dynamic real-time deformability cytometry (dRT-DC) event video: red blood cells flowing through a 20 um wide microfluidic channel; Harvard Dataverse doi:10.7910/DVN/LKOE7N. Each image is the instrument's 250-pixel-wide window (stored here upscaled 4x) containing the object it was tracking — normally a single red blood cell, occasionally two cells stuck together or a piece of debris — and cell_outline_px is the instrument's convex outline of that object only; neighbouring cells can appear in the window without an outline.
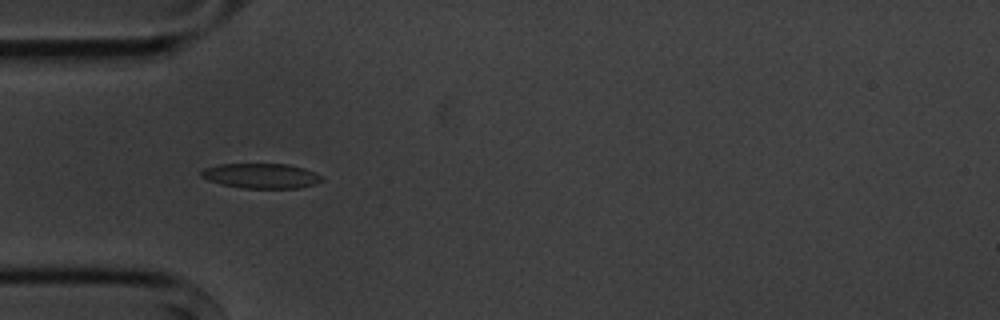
{"species": "common noctule bat (a hibernating species)", "species_latin": "Nyctalus noctula", "temperature_condition": "cold", "stored_images_in_passage": 11, "camera_frame_rate_fps": 3000, "um_per_image_px": 0.085, "animal": {"sex": "male", "body_mass_g": 20.1, "forearm_length_mm": 53.5}, "frame": {"image": 1, "passage_image": 5, "time_ms": 5.333, "image_size_px": [1000, 320], "cell_outline_px": [[324, 180], [312, 184], [296, 188], [244, 188], [220, 184], [208, 180], [200, 176], [200, 172], [204, 168], [220, 164], [288, 164], [304, 168], [324, 176]], "centroid_in_image_um": [22.19, 14.94], "position_along_channel_um": 62.8, "area_um2": 17.51}}
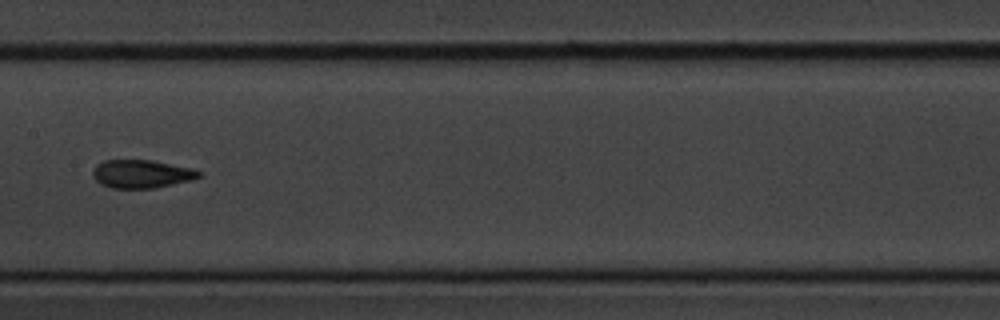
{"frame": {"image": 2, "passage_image": 8, "time_ms": 9.0, "image_size_px": [1000, 320], "cell_outline_px": [[204, 172], [200, 176], [192, 180], [156, 188], [112, 188], [100, 184], [92, 176], [92, 168], [96, 164], [104, 160], [152, 160], [192, 168]], "centroid_in_image_um": [12.03, 14.78], "position_along_channel_um": 195.4, "area_um2": 17.69}}
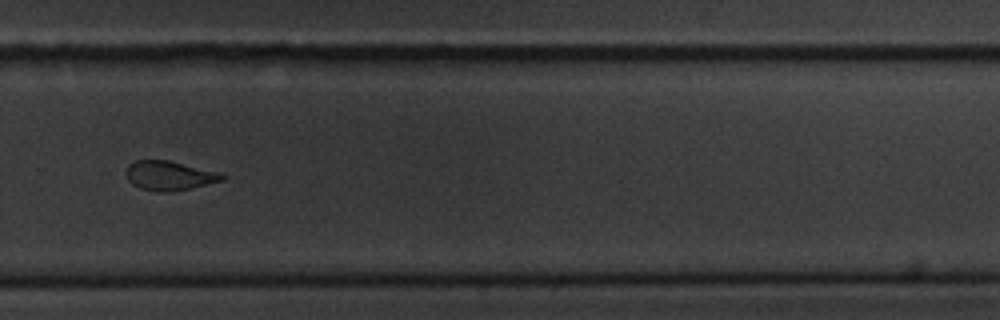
{"frame": {"image": 3, "passage_image": 11, "time_ms": 12.333, "image_size_px": [1000, 320], "cell_outline_px": [[228, 176], [224, 180], [188, 188], [168, 192], [156, 192], [140, 188], [132, 184], [128, 180], [124, 172], [128, 164], [136, 160], [168, 160], [224, 172]], "centroid_in_image_um": [14.42, 14.91], "position_along_channel_um": 315.4, "area_um2": 16.76}}